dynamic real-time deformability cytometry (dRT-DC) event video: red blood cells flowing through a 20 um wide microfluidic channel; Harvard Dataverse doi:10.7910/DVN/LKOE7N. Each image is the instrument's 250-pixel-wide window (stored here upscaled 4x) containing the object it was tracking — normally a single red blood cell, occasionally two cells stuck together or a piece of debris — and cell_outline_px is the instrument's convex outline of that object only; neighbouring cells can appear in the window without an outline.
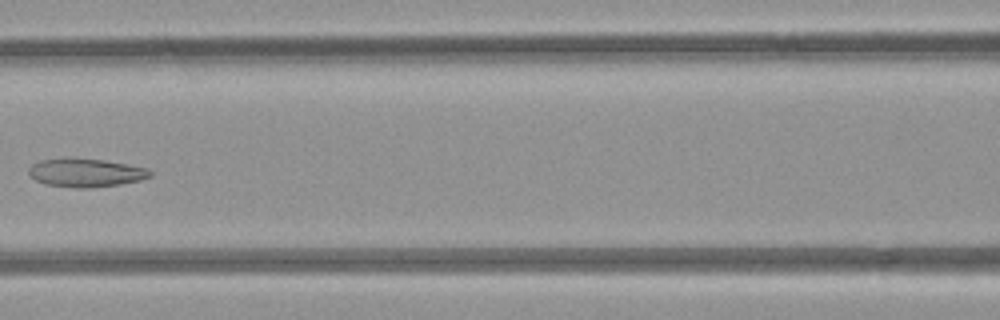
{"species": "common noctule bat (a hibernating species)", "species_latin": "Nyctalus noctula", "temperature_condition": "room temperature", "stored_images_in_passage": 5, "camera_frame_rate_fps": 3000, "um_per_image_px": 0.085, "animal": {"sex": "female", "body_mass_g": 21.9}, "frame": {"image": 1, "passage_image": 5, "time_ms": 4.667, "image_size_px": [1000, 320], "cell_outline_px": [[152, 176], [140, 180], [120, 184], [92, 188], [76, 188], [44, 184], [28, 176], [28, 168], [32, 164], [40, 160], [104, 160], [128, 164], [148, 168], [152, 172]], "centroid_in_image_um": [7.31, 14.72], "position_along_channel_um": 159.3, "area_um2": 19.77}}